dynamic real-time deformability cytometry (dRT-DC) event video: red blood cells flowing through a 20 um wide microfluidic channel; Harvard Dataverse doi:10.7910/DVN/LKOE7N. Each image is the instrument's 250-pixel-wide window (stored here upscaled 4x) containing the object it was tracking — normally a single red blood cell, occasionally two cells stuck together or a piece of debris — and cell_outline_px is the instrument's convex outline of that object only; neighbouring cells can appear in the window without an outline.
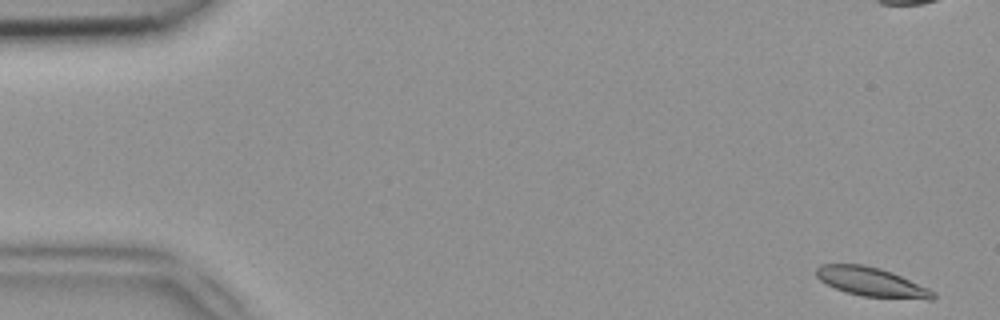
{"species": "common noctule bat (a hibernating species)", "species_latin": "Nyctalus noctula", "temperature_condition": "room temperature", "stored_images_in_passage": 50, "camera_frame_rate_fps": 3000, "um_per_image_px": 0.085, "animal": {"sex": "female", "body_mass_g": 18.4}, "frame": {"image": 1, "passage_image": 1, "time_ms": 0.0, "image_size_px": [1000, 320], "cell_outline_px": [[936, 296], [932, 300], [928, 300], [860, 296], [844, 292], [820, 280], [816, 276], [816, 268], [820, 264], [864, 264], [880, 268], [900, 276], [928, 288], [936, 292]], "centroid_in_image_um": [74.08, 23.98], "position_along_channel_um": 10.9, "area_um2": 19.83}}
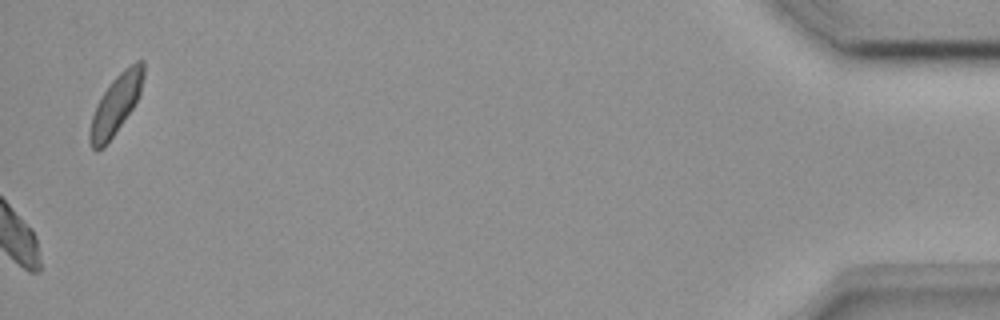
{"frame": {"image": 2, "passage_image": 50, "time_ms": 16.333, "image_size_px": [1000, 320], "cell_outline_px": [[144, 76], [140, 92], [132, 108], [104, 148], [96, 152], [92, 148], [88, 140], [88, 132], [92, 116], [96, 104], [100, 96], [112, 80], [124, 68], [136, 60], [144, 60]], "centroid_in_image_um": [9.81, 8.88], "position_along_channel_um": 425.4, "area_um2": 18.55}}